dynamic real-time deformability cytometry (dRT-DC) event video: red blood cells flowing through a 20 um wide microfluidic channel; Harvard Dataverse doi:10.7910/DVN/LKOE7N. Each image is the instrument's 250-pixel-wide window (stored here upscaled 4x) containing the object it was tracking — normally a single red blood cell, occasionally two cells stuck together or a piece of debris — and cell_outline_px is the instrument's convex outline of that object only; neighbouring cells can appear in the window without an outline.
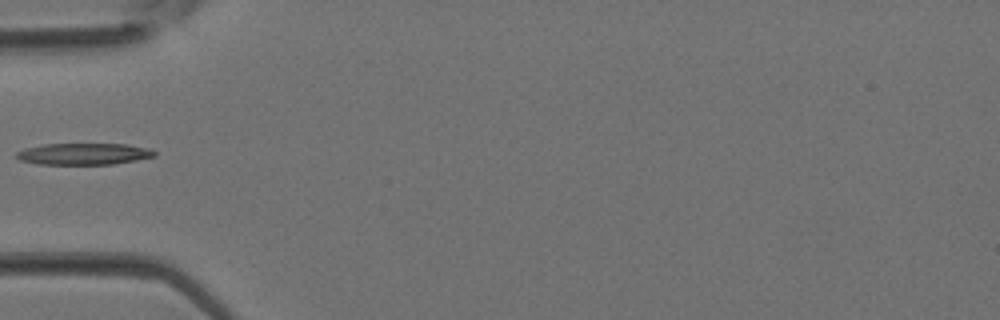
{"species": "Egyptian fruit bat (a non-hibernating species)", "species_latin": "Rousettus aegyptiacus", "temperature_condition": "room temperature", "stored_images_in_passage": 4, "camera_frame_rate_fps": 3000, "um_per_image_px": 0.085, "animal": {"sex": "female"}, "frame": {"image": 1, "passage_image": 4, "time_ms": 1.0, "image_size_px": [1000, 320], "cell_outline_px": [[156, 156], [136, 160], [112, 164], [36, 164], [20, 160], [16, 156], [16, 152], [24, 148], [44, 144], [128, 144], [148, 148], [156, 152]], "centroid_in_image_um": [7.11, 13.08], "position_along_channel_um": 77.9, "area_um2": 17.34}}